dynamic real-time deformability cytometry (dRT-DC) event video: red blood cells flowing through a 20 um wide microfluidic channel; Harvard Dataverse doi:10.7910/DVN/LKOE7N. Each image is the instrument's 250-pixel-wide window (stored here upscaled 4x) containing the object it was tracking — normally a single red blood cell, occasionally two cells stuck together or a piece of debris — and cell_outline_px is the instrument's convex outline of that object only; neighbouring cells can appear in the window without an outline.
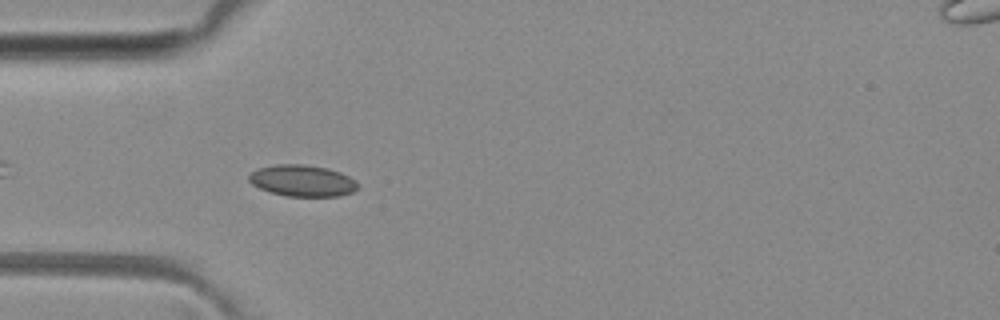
{"species": "common noctule bat (a hibernating species)", "species_latin": "Nyctalus noctula", "temperature_condition": "room temperature", "stored_images_in_passage": 36, "camera_frame_rate_fps": 3000, "um_per_image_px": 0.085, "animal": {"sex": "female", "body_mass_g": 29.2, "forearm_length_mm": 56.3}, "frame": {"image": 1, "passage_image": 3, "time_ms": 0.667, "image_size_px": [1000, 320], "cell_outline_px": [[360, 184], [352, 192], [340, 196], [288, 196], [268, 192], [252, 184], [248, 180], [248, 176], [252, 172], [260, 168], [276, 164], [304, 164], [328, 168], [340, 172], [356, 180]], "centroid_in_image_um": [25.71, 15.36], "position_along_channel_um": 59.3, "area_um2": 20.0}}
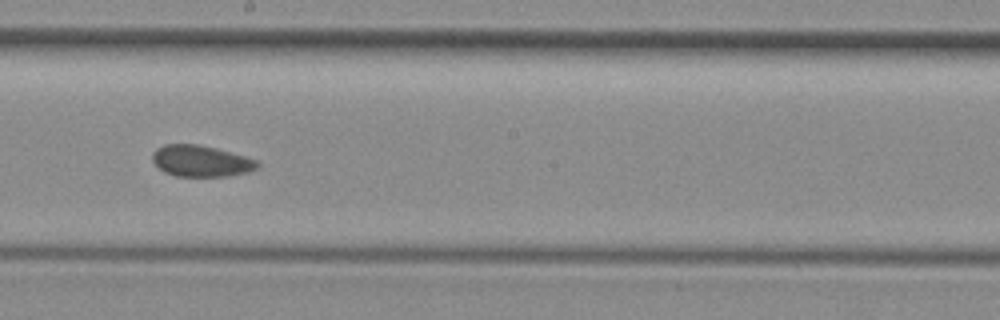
{"frame": {"image": 2, "passage_image": 16, "time_ms": 5.0, "image_size_px": [1000, 320], "cell_outline_px": [[260, 164], [256, 168], [248, 172], [228, 176], [176, 176], [164, 172], [152, 160], [152, 152], [156, 148], [164, 144], [196, 144], [216, 148], [244, 156], [256, 160]], "centroid_in_image_um": [17.06, 13.68], "position_along_channel_um": 231.1, "area_um2": 19.07}}
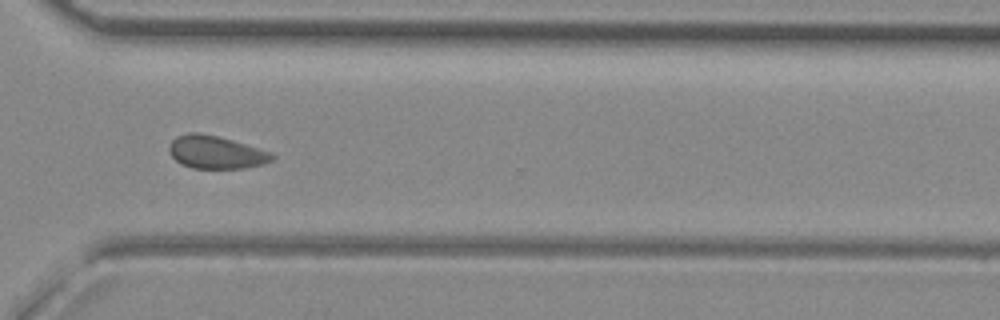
{"frame": {"image": 3, "passage_image": 25, "time_ms": 8.0, "image_size_px": [1000, 320], "cell_outline_px": [[276, 156], [272, 160], [264, 164], [244, 168], [192, 168], [176, 160], [168, 152], [168, 148], [172, 140], [176, 136], [188, 132], [196, 132], [216, 136], [232, 140], [272, 152]], "centroid_in_image_um": [18.36, 12.94], "position_along_channel_um": 352.2, "area_um2": 19.65}, "authors_computed_cell_mechanics": {"area_um2": 19.7387, "velocity_mm_per_s": 4.0334, "shape_relaxation_time_tau1_ms": null, "shape_relaxation_time_tau2_ms": 2.4002, "deformation_change_tau1": null, "deformation_change_tau2": 0.0462}}